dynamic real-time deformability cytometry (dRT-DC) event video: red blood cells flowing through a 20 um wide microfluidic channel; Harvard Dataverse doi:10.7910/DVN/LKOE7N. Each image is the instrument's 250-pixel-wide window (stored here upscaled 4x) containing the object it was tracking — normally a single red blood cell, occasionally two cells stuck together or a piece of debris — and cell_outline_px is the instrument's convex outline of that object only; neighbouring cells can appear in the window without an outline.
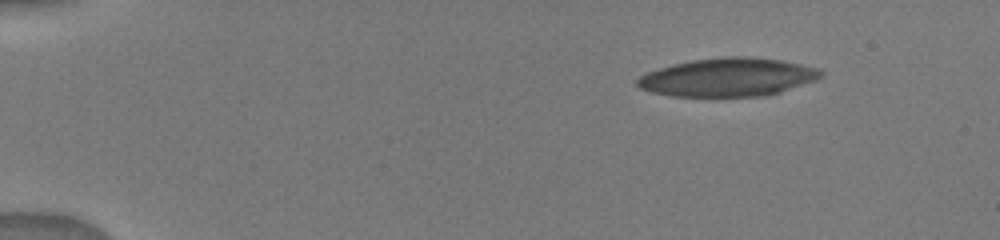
{"species": "human", "species_latin": "Homo sapiens", "temperature_condition": "warm", "stored_images_in_passage": 4, "camera_frame_rate_fps": 3000, "um_per_image_px": 0.085, "donor": {"sex": "male"}, "frame": {"image": 1, "passage_image": 1, "time_ms": 0.0, "image_size_px": [1000, 240], "cell_outline_px": [[824, 76], [816, 80], [768, 96], [716, 100], [672, 96], [652, 92], [640, 88], [636, 84], [636, 80], [640, 76], [648, 72], [660, 68], [692, 60], [724, 56], [744, 56], [780, 60], [820, 68], [824, 72]], "centroid_in_image_um": [61.89, 6.62], "position_along_channel_um": 23.1, "area_um2": 42.37}}
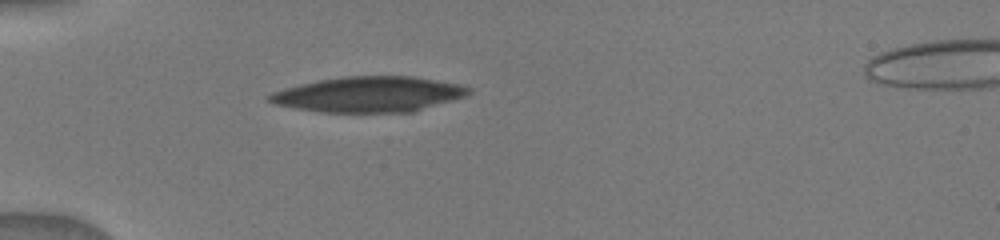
{"frame": {"image": 2, "passage_image": 4, "time_ms": 3.0, "image_size_px": [1000, 240], "cell_outline_px": [[472, 92], [464, 96], [452, 100], [412, 112], [324, 112], [296, 108], [276, 104], [268, 100], [264, 96], [272, 92], [284, 88], [316, 80], [344, 76], [412, 76], [460, 84], [472, 88]], "centroid_in_image_um": [31.34, 8.01], "position_along_channel_um": 53.7, "area_um2": 41.1}}